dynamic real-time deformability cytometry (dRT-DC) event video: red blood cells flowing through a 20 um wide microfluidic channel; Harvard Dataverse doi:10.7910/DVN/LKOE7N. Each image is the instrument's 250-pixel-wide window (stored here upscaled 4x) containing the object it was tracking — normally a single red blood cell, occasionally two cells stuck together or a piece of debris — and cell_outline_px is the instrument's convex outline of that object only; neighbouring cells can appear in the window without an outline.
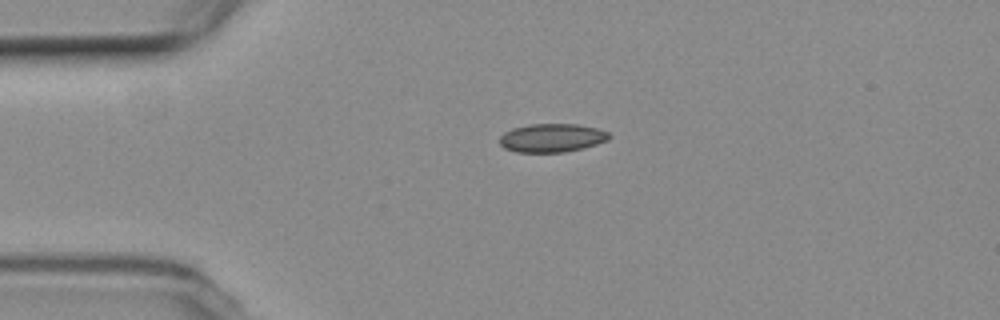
{"species": "common noctule bat (a hibernating species)", "species_latin": "Nyctalus noctula", "temperature_condition": "room temperature", "stored_images_in_passage": 3, "camera_frame_rate_fps": 3000, "um_per_image_px": 0.085, "animal": {"sex": "female", "body_mass_g": 19.3, "forearm_length_mm": 54.1}, "frame": {"image": 1, "passage_image": 1, "time_ms": 0.0, "image_size_px": [1000, 320], "cell_outline_px": [[612, 136], [608, 140], [596, 144], [564, 152], [516, 152], [504, 148], [500, 144], [500, 136], [504, 132], [512, 128], [528, 124], [576, 124], [596, 128], [608, 132]], "centroid_in_image_um": [46.89, 11.71], "position_along_channel_um": 38.1, "area_um2": 18.15}}
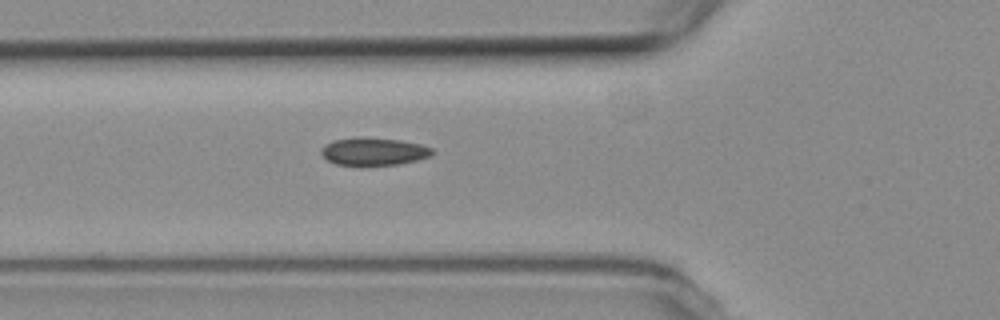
{"frame": {"image": 2, "passage_image": 3, "time_ms": 2.333, "image_size_px": [1000, 320], "cell_outline_px": [[436, 152], [432, 156], [400, 164], [360, 168], [336, 164], [328, 160], [320, 152], [320, 148], [324, 144], [332, 140], [360, 136], [364, 136], [400, 140], [420, 144], [432, 148]], "centroid_in_image_um": [31.74, 12.9], "position_along_channel_um": 94.1, "area_um2": 18.9}}